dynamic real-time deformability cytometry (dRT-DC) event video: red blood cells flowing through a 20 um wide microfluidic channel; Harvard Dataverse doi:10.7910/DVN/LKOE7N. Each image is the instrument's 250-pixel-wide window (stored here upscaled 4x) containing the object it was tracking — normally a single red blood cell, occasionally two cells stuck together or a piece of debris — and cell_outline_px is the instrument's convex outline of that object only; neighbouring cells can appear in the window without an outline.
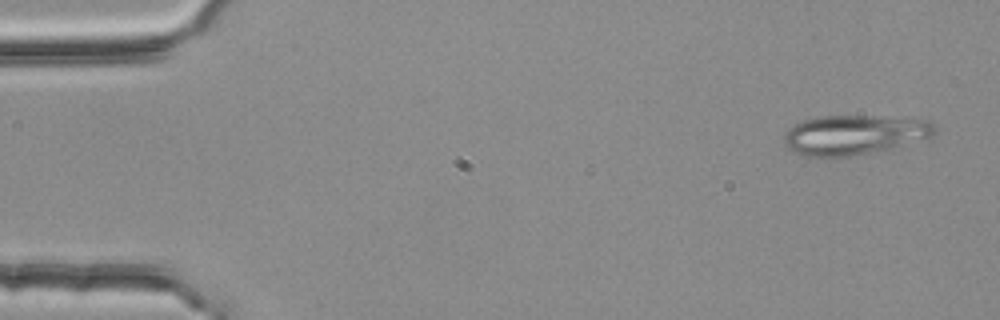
{"species": "common noctule bat (a hibernating species)", "species_latin": "Nyctalus noctula", "temperature_condition": "room temperature", "stored_images_in_passage": 5, "camera_frame_rate_fps": 3000, "um_per_image_px": 0.085, "animal": {"sex": "female", "body_mass_g": 25.1}, "frame": {"image": 1, "passage_image": 1, "time_ms": 0.0, "image_size_px": [1000, 320], "cell_outline_px": [[932, 132], [928, 136], [900, 148], [852, 156], [800, 156], [788, 148], [784, 144], [784, 136], [788, 128], [800, 120], [820, 116], [872, 116], [928, 120], [932, 124]], "centroid_in_image_um": [72.53, 11.47], "position_along_channel_um": 12.5, "area_um2": 34.85}}